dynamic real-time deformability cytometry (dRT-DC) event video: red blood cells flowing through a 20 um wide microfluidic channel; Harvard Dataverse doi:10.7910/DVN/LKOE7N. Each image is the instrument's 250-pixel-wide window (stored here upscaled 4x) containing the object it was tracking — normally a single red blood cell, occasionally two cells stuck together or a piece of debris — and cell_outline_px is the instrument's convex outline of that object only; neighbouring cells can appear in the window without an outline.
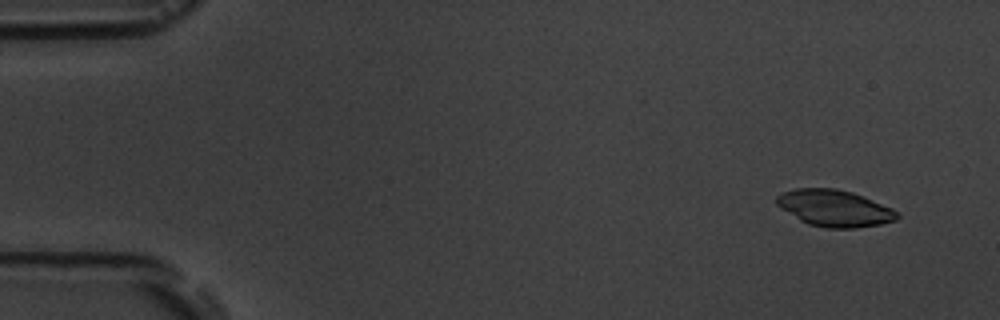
{"species": "common noctule bat (a hibernating species)", "species_latin": "Nyctalus noctula", "temperature_condition": "room temperature", "stored_images_in_passage": 6, "camera_frame_rate_fps": 3000, "um_per_image_px": 0.085, "animal": {"sex": "male", "body_mass_g": 19.5, "forearm_length_mm": 54.6}, "frame": {"image": 1, "passage_image": 1, "time_ms": 0.0, "image_size_px": [1000, 320], "cell_outline_px": [[900, 216], [896, 220], [880, 224], [856, 228], [824, 228], [808, 224], [800, 220], [780, 208], [776, 204], [776, 196], [784, 192], [796, 188], [836, 188], [852, 192], [864, 196], [892, 208]], "centroid_in_image_um": [70.93, 17.7], "position_along_channel_um": 14.1, "area_um2": 25.78}}